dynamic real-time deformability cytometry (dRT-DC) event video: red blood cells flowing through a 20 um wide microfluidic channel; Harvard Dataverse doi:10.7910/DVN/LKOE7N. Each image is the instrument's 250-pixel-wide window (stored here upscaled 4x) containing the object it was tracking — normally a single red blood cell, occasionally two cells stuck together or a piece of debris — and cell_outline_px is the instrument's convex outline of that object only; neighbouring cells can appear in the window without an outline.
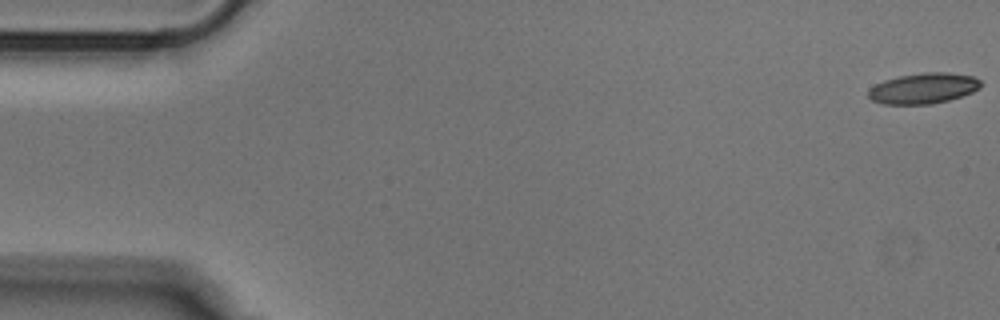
{"species": "Egyptian fruit bat (a non-hibernating species)", "species_latin": "Rousettus aegyptiacus", "temperature_condition": "cold", "stored_images_in_passage": 52, "camera_frame_rate_fps": 3000, "um_per_image_px": 0.085, "animal": {"sex": "male"}, "frame": {"image": 1, "passage_image": 1, "time_ms": 0.0, "image_size_px": [1000, 320], "cell_outline_px": [[984, 84], [980, 88], [972, 92], [948, 100], [932, 104], [884, 104], [872, 100], [868, 96], [868, 88], [884, 80], [900, 76], [924, 72], [948, 72], [972, 76], [980, 80]], "centroid_in_image_um": [78.49, 7.5], "position_along_channel_um": 6.5, "area_um2": 20.11}}
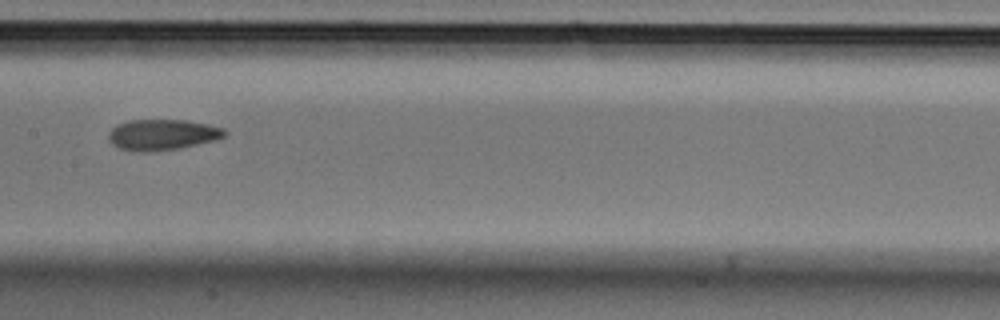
{"frame": {"image": 2, "passage_image": 26, "time_ms": 8.333, "image_size_px": [1000, 320], "cell_outline_px": [[228, 132], [224, 136], [216, 140], [176, 148], [148, 152], [144, 152], [120, 148], [112, 144], [108, 140], [108, 132], [116, 124], [128, 120], [188, 120], [208, 124], [224, 128]], "centroid_in_image_um": [13.78, 11.43], "position_along_channel_um": 193.6, "area_um2": 20.81}}
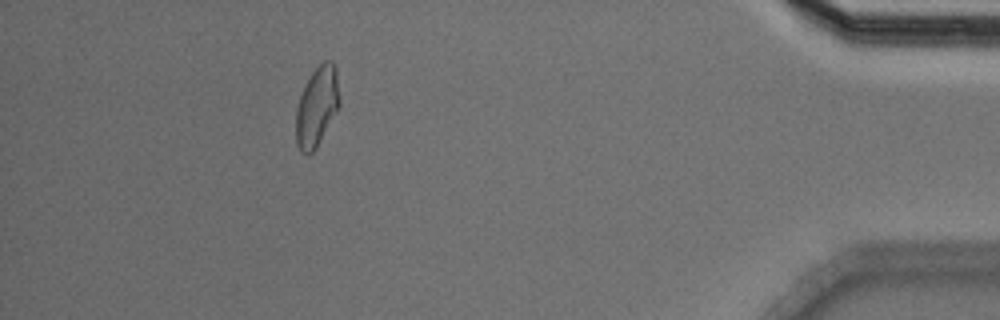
{"frame": {"image": 3, "passage_image": 47, "time_ms": 15.333, "image_size_px": [1000, 320], "cell_outline_px": [[340, 104], [316, 148], [308, 156], [300, 152], [296, 144], [296, 108], [300, 96], [312, 72], [324, 60], [332, 60], [336, 68], [340, 100]], "centroid_in_image_um": [26.93, 9.07], "position_along_channel_um": 408.3, "area_um2": 20.11}}